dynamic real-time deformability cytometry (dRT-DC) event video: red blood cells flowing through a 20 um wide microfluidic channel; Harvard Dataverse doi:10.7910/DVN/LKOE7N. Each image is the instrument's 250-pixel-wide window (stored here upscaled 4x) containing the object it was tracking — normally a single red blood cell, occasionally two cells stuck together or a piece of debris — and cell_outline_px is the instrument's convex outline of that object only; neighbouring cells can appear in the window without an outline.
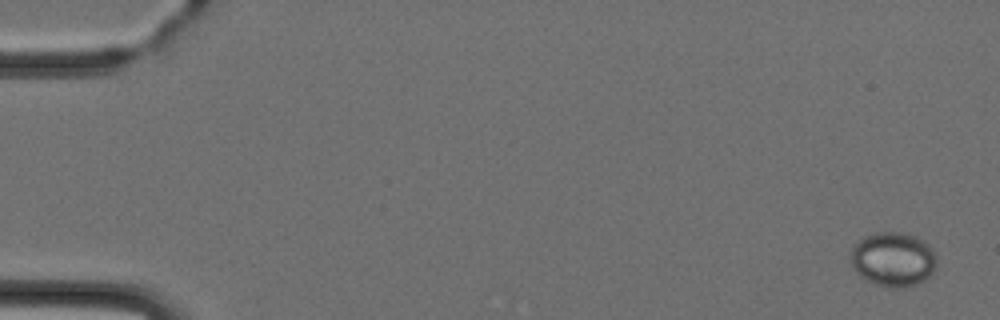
{"species": "Egyptian fruit bat (a non-hibernating species)", "species_latin": "Rousettus aegyptiacus", "temperature_condition": "cold", "stored_images_in_passage": 3, "camera_frame_rate_fps": 3000, "um_per_image_px": 0.085, "animal": {"sex": "female"}, "frame": {"image": 1, "passage_image": 3, "time_ms": 3.667, "image_size_px": [1000, 320], "cell_outline_px": [[936, 268], [932, 276], [924, 280], [912, 284], [896, 288], [892, 288], [876, 284], [860, 276], [852, 268], [848, 260], [852, 248], [864, 236], [876, 232], [900, 232], [916, 236], [924, 240], [932, 248], [936, 256]], "centroid_in_image_um": [75.91, 22.03], "position_along_channel_um": 9.1, "area_um2": 27.51}}